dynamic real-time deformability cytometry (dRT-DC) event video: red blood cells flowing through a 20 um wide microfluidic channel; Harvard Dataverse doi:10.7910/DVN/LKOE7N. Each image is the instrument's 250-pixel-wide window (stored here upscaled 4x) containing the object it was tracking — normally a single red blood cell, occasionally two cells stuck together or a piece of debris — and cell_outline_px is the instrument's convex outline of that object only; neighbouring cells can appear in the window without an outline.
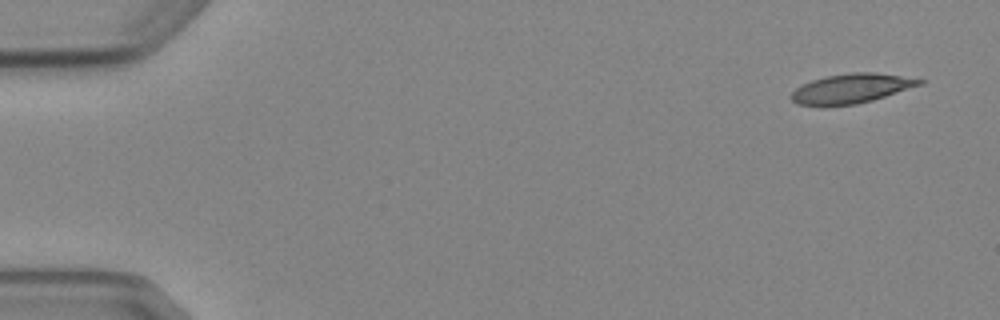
{"species": "Egyptian fruit bat (a non-hibernating species)", "species_latin": "Rousettus aegyptiacus", "temperature_condition": "cold", "stored_images_in_passage": 6, "camera_frame_rate_fps": 3000, "um_per_image_px": 0.085, "animal": {"sex": "female"}, "frame": {"image": 1, "passage_image": 1, "time_ms": 0.0, "image_size_px": [1000, 320], "cell_outline_px": [[928, 80], [924, 84], [872, 100], [856, 104], [820, 108], [796, 104], [788, 96], [796, 88], [812, 80], [828, 76], [852, 72], [872, 72]], "centroid_in_image_um": [72.32, 7.56], "position_along_channel_um": 12.7, "area_um2": 22.43}}
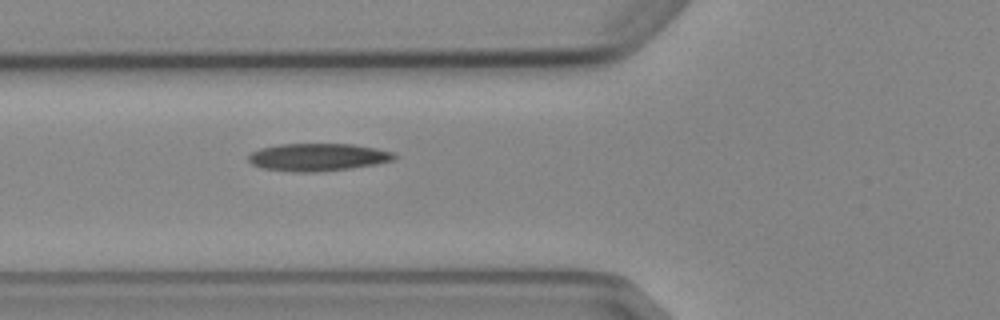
{"frame": {"image": 2, "passage_image": 6, "time_ms": 5.667, "image_size_px": [1000, 320], "cell_outline_px": [[396, 156], [392, 160], [376, 164], [352, 168], [312, 172], [292, 172], [260, 168], [252, 164], [248, 160], [248, 156], [252, 152], [260, 148], [280, 144], [352, 144], [376, 148], [392, 152]], "centroid_in_image_um": [26.97, 13.36], "position_along_channel_um": 98.8, "area_um2": 23.41}}